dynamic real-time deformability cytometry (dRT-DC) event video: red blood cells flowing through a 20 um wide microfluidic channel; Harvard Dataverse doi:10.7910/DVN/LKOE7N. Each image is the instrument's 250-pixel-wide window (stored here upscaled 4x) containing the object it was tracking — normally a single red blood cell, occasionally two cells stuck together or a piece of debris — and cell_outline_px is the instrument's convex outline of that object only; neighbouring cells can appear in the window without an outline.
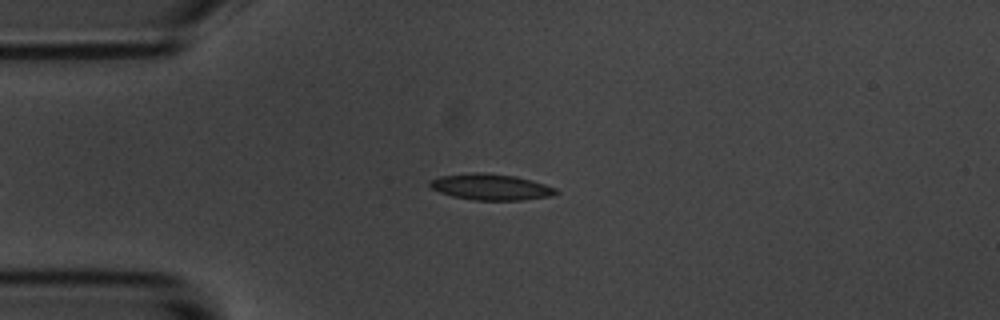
{"species": "common noctule bat (a hibernating species)", "species_latin": "Nyctalus noctula", "temperature_condition": "room temperature", "stored_images_in_passage": 5, "camera_frame_rate_fps": 3000, "um_per_image_px": 0.085, "animal": {"sex": "male", "body_mass_g": 20.1, "forearm_length_mm": 53.5}, "frame": {"image": 1, "passage_image": 1, "time_ms": 0.0, "image_size_px": [1000, 320], "cell_outline_px": [[560, 192], [552, 196], [520, 200], [472, 200], [452, 196], [440, 192], [432, 188], [428, 184], [428, 180], [440, 176], [472, 172], [480, 172], [516, 176], [532, 180], [556, 188]], "centroid_in_image_um": [41.71, 15.89], "position_along_channel_um": 43.3, "area_um2": 19.31}}
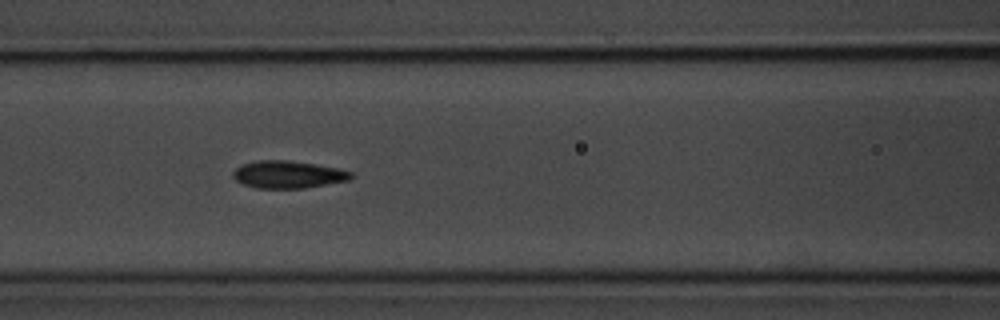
{"frame": {"image": 2, "passage_image": 4, "time_ms": 3.333, "image_size_px": [1000, 320], "cell_outline_px": [[352, 176], [348, 180], [304, 188], [256, 188], [244, 184], [236, 180], [232, 176], [232, 172], [240, 164], [260, 160], [288, 160], [316, 164], [336, 168], [352, 172]], "centroid_in_image_um": [24.44, 14.82], "position_along_channel_um": 142.2, "area_um2": 18.73}}
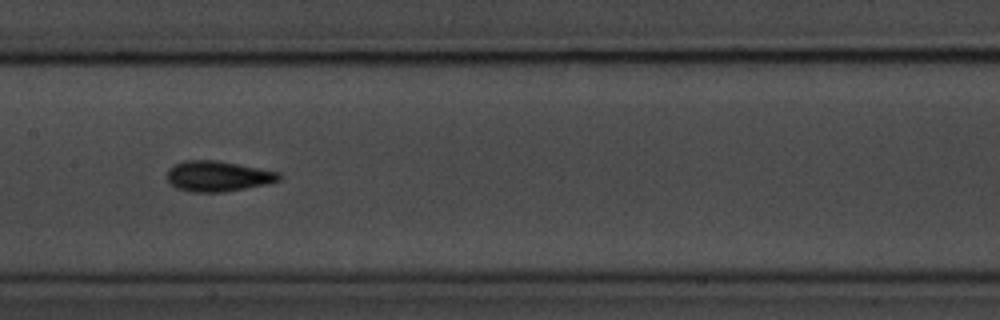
{"frame": {"image": 3, "passage_image": 5, "time_ms": 4.667, "image_size_px": [1000, 320], "cell_outline_px": [[280, 180], [268, 184], [224, 192], [192, 192], [176, 188], [168, 184], [168, 168], [172, 164], [184, 160], [216, 160], [280, 172]], "centroid_in_image_um": [18.48, 14.98], "position_along_channel_um": 188.9, "area_um2": 20.06}}